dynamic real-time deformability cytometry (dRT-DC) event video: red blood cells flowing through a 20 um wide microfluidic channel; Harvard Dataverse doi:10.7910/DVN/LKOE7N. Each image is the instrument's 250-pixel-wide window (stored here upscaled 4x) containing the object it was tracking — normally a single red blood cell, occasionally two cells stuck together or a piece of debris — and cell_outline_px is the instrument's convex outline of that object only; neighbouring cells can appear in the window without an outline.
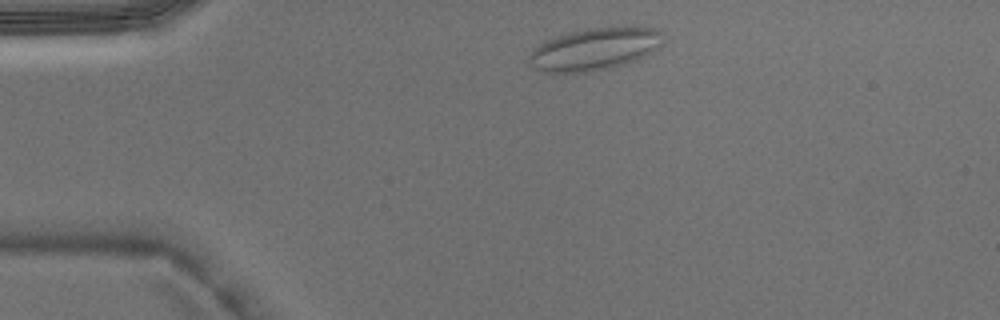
{"species": "Egyptian fruit bat (a non-hibernating species)", "species_latin": "Rousettus aegyptiacus", "temperature_condition": "warm", "stored_images_in_passage": 2, "camera_frame_rate_fps": 3000, "um_per_image_px": 0.085, "animal": {"sex": "male"}, "frame": {"image": 1, "passage_image": 1, "time_ms": 0.0, "image_size_px": [1000, 320], "cell_outline_px": [[664, 32], [660, 44], [652, 52], [636, 60], [624, 64], [608, 68], [588, 72], [540, 72], [528, 64], [528, 56], [540, 44], [556, 36], [568, 32], [588, 28], [620, 24], [628, 24], [656, 28]], "centroid_in_image_um": [50.59, 4.12], "position_along_channel_um": 34.4, "area_um2": 33.7}}
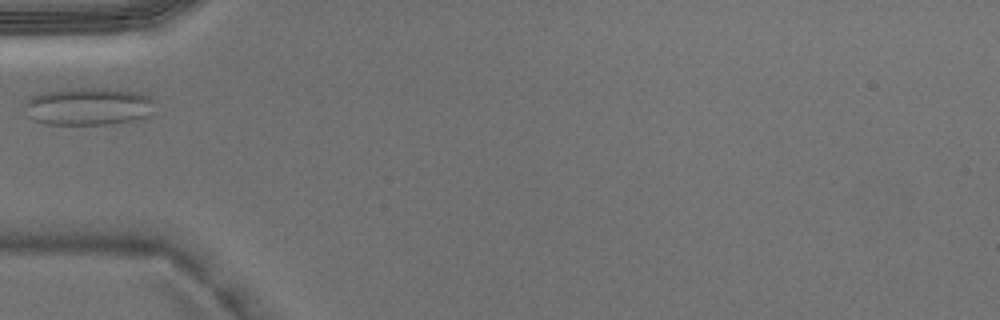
{"frame": {"image": 2, "passage_image": 2, "time_ms": 0.333, "image_size_px": [1000, 320], "cell_outline_px": [[152, 112], [148, 116], [132, 120], [104, 124], [44, 124], [28, 116], [24, 104], [32, 96], [44, 92], [68, 88], [108, 88], [140, 92], [152, 96]], "centroid_in_image_um": [7.52, 9.02], "position_along_channel_um": 77.5, "area_um2": 28.5}}